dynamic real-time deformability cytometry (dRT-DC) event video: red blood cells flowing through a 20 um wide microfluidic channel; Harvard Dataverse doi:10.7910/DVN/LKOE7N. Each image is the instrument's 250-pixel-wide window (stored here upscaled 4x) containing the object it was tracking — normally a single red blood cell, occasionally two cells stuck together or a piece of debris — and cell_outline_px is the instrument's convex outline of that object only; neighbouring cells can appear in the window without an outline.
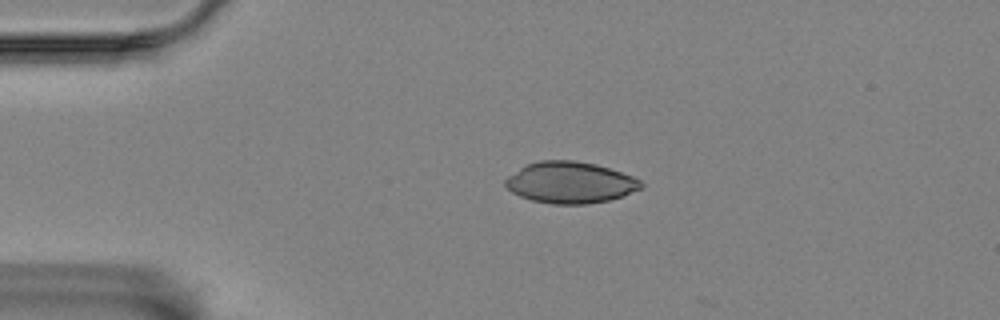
{"species": "Egyptian fruit bat (a non-hibernating species)", "species_latin": "Rousettus aegyptiacus", "temperature_condition": "room temperature", "stored_images_in_passage": 37, "camera_frame_rate_fps": 3000, "um_per_image_px": 0.085, "animal": {"sex": "female"}, "frame": {"image": 1, "passage_image": 1, "time_ms": 0.0, "image_size_px": [1000, 320], "cell_outline_px": [[644, 188], [624, 196], [608, 200], [588, 204], [552, 204], [532, 200], [520, 196], [512, 192], [504, 184], [504, 180], [508, 176], [520, 168], [528, 164], [540, 160], [576, 160], [596, 164], [632, 176], [640, 180], [644, 184]], "centroid_in_image_um": [48.49, 15.52], "position_along_channel_um": 36.5, "area_um2": 32.83}}
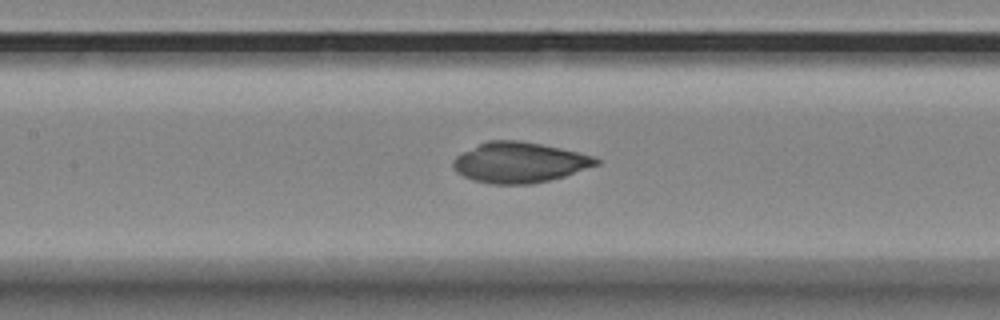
{"frame": {"image": 2, "passage_image": 15, "time_ms": 4.667, "image_size_px": [1000, 320], "cell_outline_px": [[600, 164], [564, 176], [532, 184], [488, 184], [472, 180], [456, 172], [452, 168], [452, 160], [456, 156], [488, 140], [520, 140], [560, 148], [592, 156], [600, 160]], "centroid_in_image_um": [44.12, 13.82], "position_along_channel_um": 163.3, "area_um2": 33.58}}
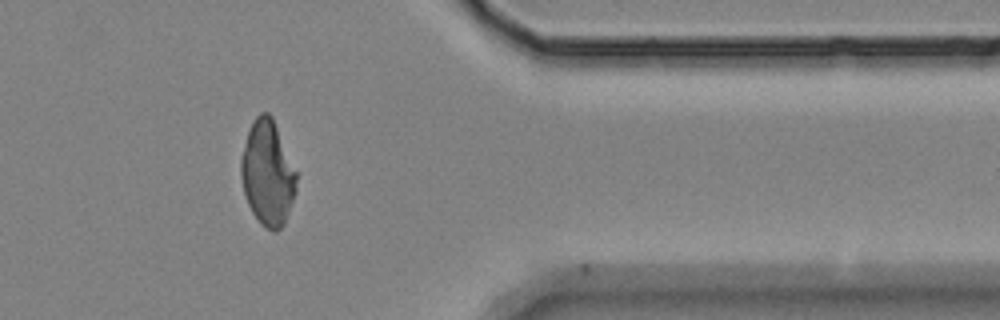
{"frame": {"image": 3, "passage_image": 36, "time_ms": 11.667, "image_size_px": [1000, 320], "cell_outline_px": [[296, 192], [284, 224], [276, 232], [272, 232], [264, 228], [260, 224], [252, 212], [248, 204], [244, 192], [240, 172], [240, 160], [248, 132], [252, 120], [260, 112], [268, 112], [272, 116], [296, 172]], "centroid_in_image_um": [22.74, 14.74], "position_along_channel_um": 388.7, "area_um2": 33.81}}